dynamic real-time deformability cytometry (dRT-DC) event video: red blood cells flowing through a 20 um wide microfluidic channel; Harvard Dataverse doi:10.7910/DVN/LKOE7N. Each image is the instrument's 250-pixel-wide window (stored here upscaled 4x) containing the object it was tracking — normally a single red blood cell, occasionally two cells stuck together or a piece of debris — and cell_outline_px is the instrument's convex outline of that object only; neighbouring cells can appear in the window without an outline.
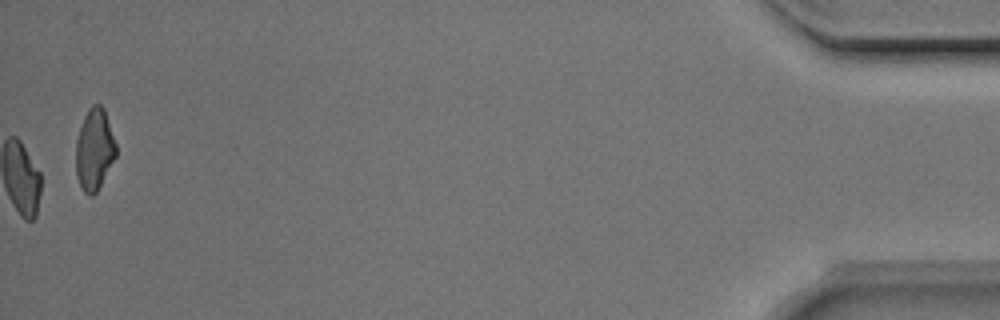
{"species": "Egyptian fruit bat (a non-hibernating species)", "species_latin": "Rousettus aegyptiacus", "temperature_condition": "room temperature", "stored_images_in_passage": 51, "camera_frame_rate_fps": 3000, "um_per_image_px": 0.085, "animal": {"sex": "male"}, "frame": {"image": 1, "passage_image": 51, "time_ms": 16.667, "image_size_px": [1000, 320], "cell_outline_px": [[116, 156], [96, 192], [92, 196], [88, 196], [84, 192], [80, 184], [76, 172], [76, 140], [84, 116], [88, 108], [92, 104], [100, 104], [104, 108], [116, 144]], "centroid_in_image_um": [8.02, 12.68], "position_along_channel_um": 427.2, "area_um2": 18.9}, "authors_computed_cell_mechanics": {"area_um2": 18.2648, "velocity_mm_per_s": 3.9512, "shape_relaxation_time_tau1_ms": 6.8563, "shape_relaxation_time_tau2_ms": 1.5734, "deformation_change_tau1": 0.1458, "deformation_change_tau2": 0.0712}}